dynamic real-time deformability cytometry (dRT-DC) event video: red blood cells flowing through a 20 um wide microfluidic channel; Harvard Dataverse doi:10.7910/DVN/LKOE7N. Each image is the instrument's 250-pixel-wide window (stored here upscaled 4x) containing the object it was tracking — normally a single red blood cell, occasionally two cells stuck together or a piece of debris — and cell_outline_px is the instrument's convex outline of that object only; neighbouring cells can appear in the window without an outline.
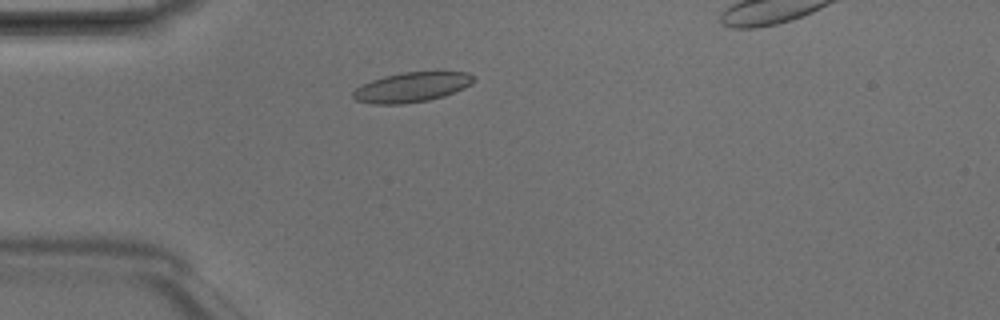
{"species": "Egyptian fruit bat (a non-hibernating species)", "species_latin": "Rousettus aegyptiacus", "temperature_condition": "room temperature", "stored_images_in_passage": 4, "camera_frame_rate_fps": 3000, "um_per_image_px": 0.085, "animal": {"sex": "male"}, "frame": {"image": 1, "passage_image": 3, "time_ms": 0.667, "image_size_px": [1000, 320], "cell_outline_px": [[476, 80], [472, 84], [464, 88], [444, 96], [428, 100], [404, 104], [372, 104], [356, 100], [352, 96], [352, 92], [356, 88], [372, 80], [384, 76], [404, 72], [468, 72], [476, 76]], "centroid_in_image_um": [35.03, 7.41], "position_along_channel_um": 50.0, "area_um2": 20.98}}